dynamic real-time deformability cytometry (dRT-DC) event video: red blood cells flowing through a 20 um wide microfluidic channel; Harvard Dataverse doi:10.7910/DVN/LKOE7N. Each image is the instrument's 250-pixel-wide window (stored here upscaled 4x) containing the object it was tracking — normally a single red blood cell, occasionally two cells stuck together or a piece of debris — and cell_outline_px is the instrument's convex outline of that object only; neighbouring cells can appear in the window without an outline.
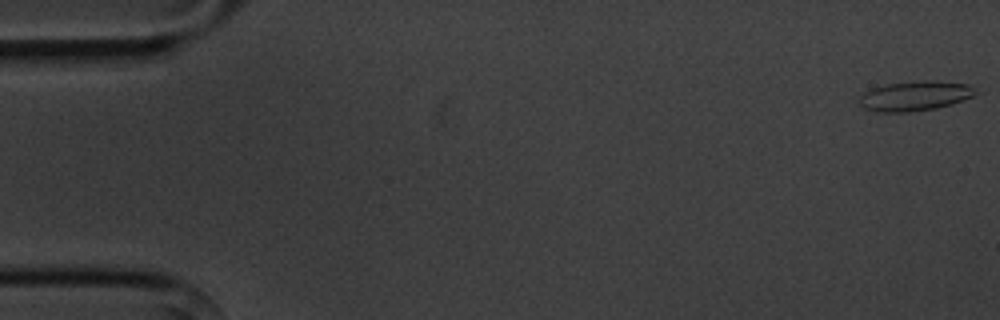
{"species": "common noctule bat (a hibernating species)", "species_latin": "Nyctalus noctula", "temperature_condition": "cold", "stored_images_in_passage": 6, "camera_frame_rate_fps": 3000, "um_per_image_px": 0.085, "animal": {"sex": "male", "body_mass_g": 20.1, "forearm_length_mm": 53.5}, "frame": {"image": 1, "passage_image": 1, "time_ms": 0.0, "image_size_px": [1000, 320], "cell_outline_px": [[976, 92], [972, 96], [952, 104], [936, 108], [908, 112], [876, 112], [864, 108], [860, 104], [860, 96], [864, 92], [872, 88], [884, 84], [924, 80], [936, 80], [968, 84]], "centroid_in_image_um": [77.74, 8.15], "position_along_channel_um": 7.3, "area_um2": 20.11}}
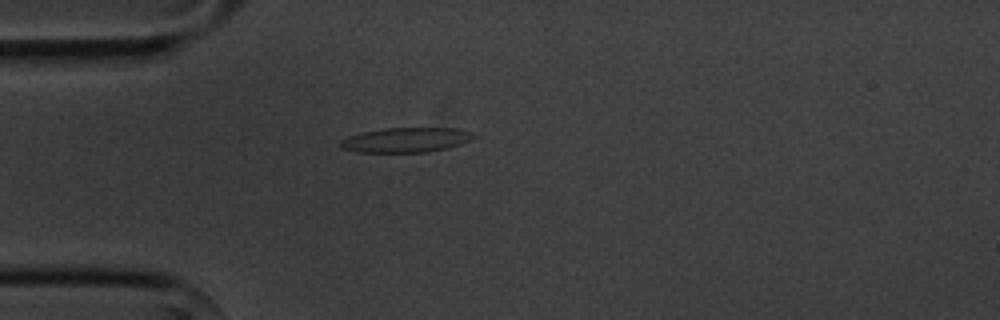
{"frame": {"image": 2, "passage_image": 5, "time_ms": 4.667, "image_size_px": [1000, 320], "cell_outline_px": [[476, 136], [472, 140], [448, 148], [428, 152], [356, 152], [340, 148], [340, 140], [348, 136], [364, 132], [384, 128], [456, 128], [472, 132]], "centroid_in_image_um": [34.52, 11.9], "position_along_channel_um": 50.5, "area_um2": 19.31}}